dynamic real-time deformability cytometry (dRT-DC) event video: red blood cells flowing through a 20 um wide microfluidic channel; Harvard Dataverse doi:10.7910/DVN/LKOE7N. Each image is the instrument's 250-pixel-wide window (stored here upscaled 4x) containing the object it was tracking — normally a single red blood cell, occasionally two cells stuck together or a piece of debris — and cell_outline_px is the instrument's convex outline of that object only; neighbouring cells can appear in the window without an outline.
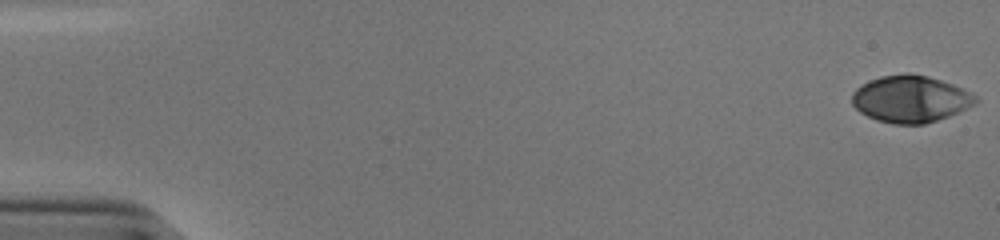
{"species": "human", "species_latin": "Homo sapiens", "temperature_condition": "cold", "stored_images_in_passage": 54, "camera_frame_rate_fps": 3000, "um_per_image_px": 0.085, "donor": {"sex": "male"}, "frame": {"image": 1, "passage_image": 1, "time_ms": 0.0, "image_size_px": [1000, 240], "cell_outline_px": [[980, 100], [948, 116], [924, 124], [892, 124], [876, 120], [860, 112], [852, 104], [852, 92], [856, 88], [868, 80], [880, 76], [904, 72], [912, 72], [928, 76], [952, 84], [976, 96]], "centroid_in_image_um": [77.33, 8.39], "position_along_channel_um": 7.7, "area_um2": 33.7}}
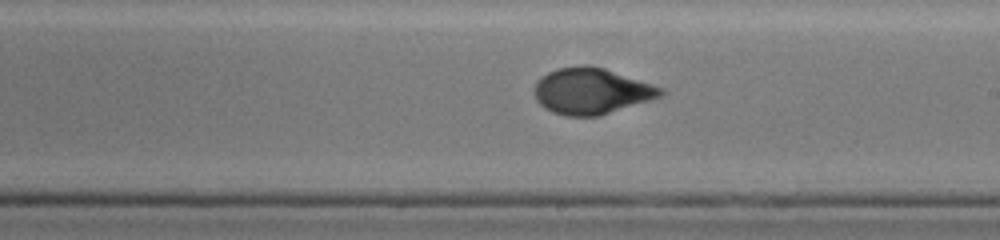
{"frame": {"image": 2, "passage_image": 32, "time_ms": 10.333, "image_size_px": [1000, 240], "cell_outline_px": [[664, 92], [660, 96], [600, 116], [564, 116], [552, 112], [544, 108], [536, 100], [536, 84], [548, 72], [556, 68], [584, 64], [588, 64], [604, 68], [664, 88]], "centroid_in_image_um": [50.26, 7.74], "position_along_channel_um": 238.7, "area_um2": 33.64}}
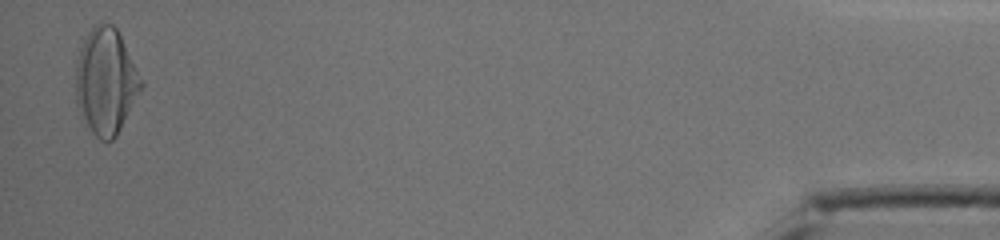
{"frame": {"image": 3, "passage_image": 53, "time_ms": 17.333, "image_size_px": [1000, 240], "cell_outline_px": [[144, 88], [116, 136], [112, 140], [100, 140], [92, 132], [80, 116], [76, 104], [76, 60], [80, 48], [88, 32], [96, 24], [112, 24], [116, 28], [144, 84]], "centroid_in_image_um": [8.99, 6.95], "position_along_channel_um": 426.2, "area_um2": 40.23}, "authors_computed_cell_mechanics": {"area_um2": 33.9286, "velocity_mm_per_s": 3.86, "shape_relaxation_time_tau1_ms": 5.2993, "shape_relaxation_time_tau2_ms": null, "deformation_change_tau1": 0.2123, "deformation_change_tau2": null}}